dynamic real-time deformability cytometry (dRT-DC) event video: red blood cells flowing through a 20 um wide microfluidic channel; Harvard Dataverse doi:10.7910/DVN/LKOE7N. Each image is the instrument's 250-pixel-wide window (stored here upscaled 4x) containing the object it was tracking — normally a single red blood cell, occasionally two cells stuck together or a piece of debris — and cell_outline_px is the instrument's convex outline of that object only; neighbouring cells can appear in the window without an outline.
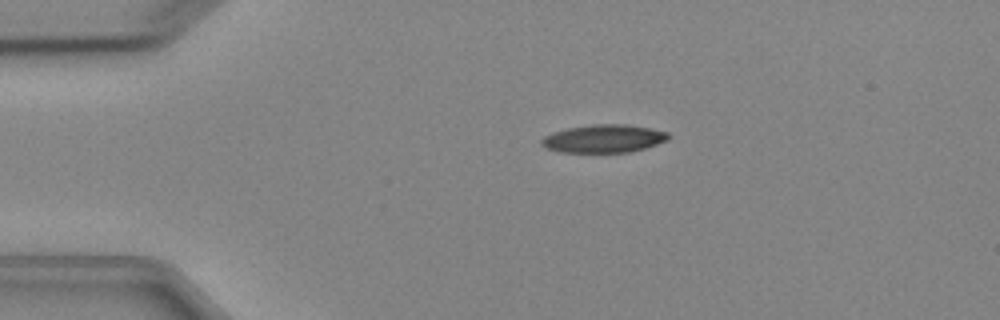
{"species": "Egyptian fruit bat (a non-hibernating species)", "species_latin": "Rousettus aegyptiacus", "temperature_condition": "cold", "stored_images_in_passage": 2, "camera_frame_rate_fps": 3000, "um_per_image_px": 0.085, "animal": {"sex": "female"}, "frame": {"image": 1, "passage_image": 1, "time_ms": 0.0, "image_size_px": [1000, 320], "cell_outline_px": [[668, 140], [644, 148], [628, 152], [560, 152], [544, 148], [540, 144], [540, 140], [544, 136], [552, 132], [568, 128], [592, 124], [628, 124], [652, 128], [668, 132]], "centroid_in_image_um": [51.28, 11.77], "position_along_channel_um": 33.7, "area_um2": 20.81}}